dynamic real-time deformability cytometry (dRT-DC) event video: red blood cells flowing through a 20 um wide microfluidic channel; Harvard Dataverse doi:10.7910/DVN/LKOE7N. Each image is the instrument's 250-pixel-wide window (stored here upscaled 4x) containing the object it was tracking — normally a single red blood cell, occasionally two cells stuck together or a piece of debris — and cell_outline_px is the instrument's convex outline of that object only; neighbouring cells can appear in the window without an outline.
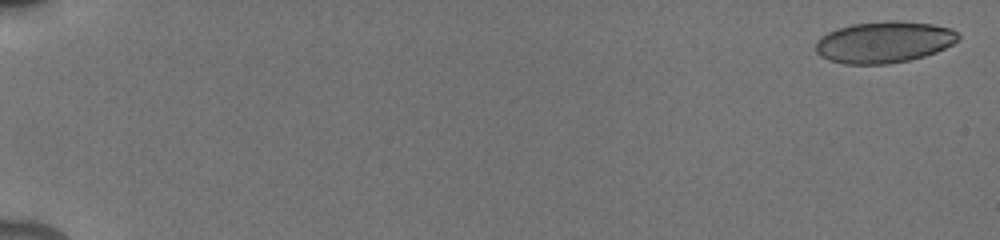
{"species": "human", "species_latin": "Homo sapiens", "temperature_condition": "cold", "stored_images_in_passage": 68, "camera_frame_rate_fps": 3000, "um_per_image_px": 0.085, "donor": {"sex": "male"}, "frame": {"image": 1, "passage_image": 2, "time_ms": 0.333, "image_size_px": [1000, 240], "cell_outline_px": [[960, 40], [936, 52], [924, 56], [908, 60], [888, 64], [844, 64], [828, 60], [820, 56], [816, 52], [816, 40], [820, 36], [836, 28], [852, 24], [892, 20], [896, 20], [932, 24], [952, 28], [960, 36]], "centroid_in_image_um": [75.13, 3.58], "position_along_channel_um": 9.9, "area_um2": 34.68}}
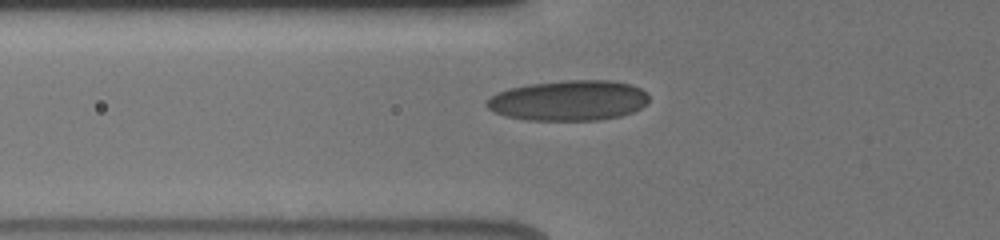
{"frame": {"image": 2, "passage_image": 27, "time_ms": 7.0, "image_size_px": [1000, 240], "cell_outline_px": [[648, 104], [632, 112], [620, 116], [600, 120], [528, 120], [504, 116], [492, 112], [484, 104], [484, 100], [496, 92], [508, 88], [528, 84], [564, 80], [612, 80], [632, 84], [648, 92]], "centroid_in_image_um": [48.31, 8.53], "position_along_channel_um": 77.5, "area_um2": 38.78}}
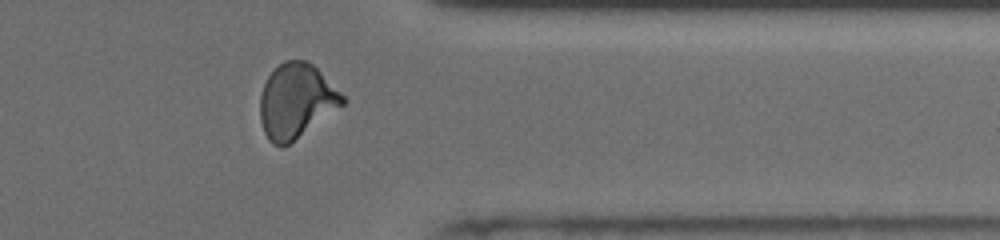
{"frame": {"image": 3, "passage_image": 56, "time_ms": 15.0, "image_size_px": [1000, 240], "cell_outline_px": [[344, 104], [284, 148], [280, 148], [272, 144], [268, 140], [264, 132], [260, 120], [260, 96], [264, 84], [268, 76], [284, 60], [308, 60], [344, 96]], "centroid_in_image_um": [25.14, 8.61], "position_along_channel_um": 386.3, "area_um2": 35.55}, "authors_computed_cell_mechanics": {"area_um2": 35.1713, "velocity_mm_per_s": 3.9199, "shape_relaxation_time_tau1_ms": null, "shape_relaxation_time_tau2_ms": 0.9292, "deformation_change_tau1": null, "deformation_change_tau2": 0.061}}